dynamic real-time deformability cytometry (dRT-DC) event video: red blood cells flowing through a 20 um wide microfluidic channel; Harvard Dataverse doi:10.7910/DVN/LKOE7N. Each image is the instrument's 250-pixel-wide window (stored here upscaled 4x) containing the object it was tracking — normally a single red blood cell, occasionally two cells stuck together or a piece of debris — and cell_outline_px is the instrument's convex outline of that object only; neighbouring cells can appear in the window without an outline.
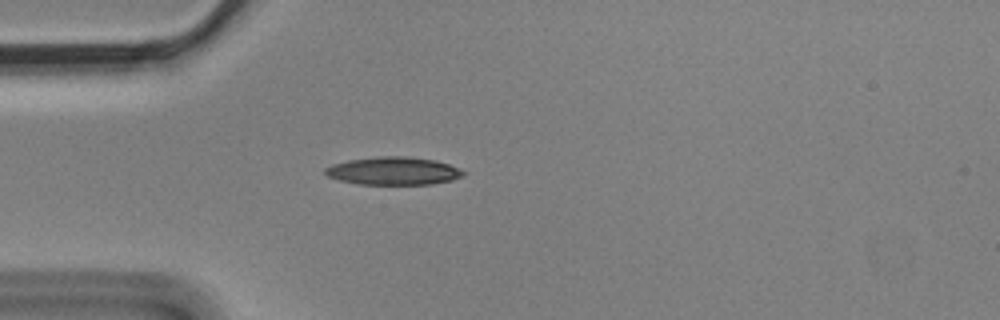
{"species": "Egyptian fruit bat (a non-hibernating species)", "species_latin": "Rousettus aegyptiacus", "temperature_condition": "cold", "stored_images_in_passage": 4, "camera_frame_rate_fps": 3000, "um_per_image_px": 0.085, "animal": {"sex": "male"}, "frame": {"image": 1, "passage_image": 4, "time_ms": 1.0, "image_size_px": [1000, 320], "cell_outline_px": [[468, 172], [464, 176], [452, 180], [432, 184], [360, 184], [340, 180], [328, 176], [324, 172], [324, 168], [332, 164], [348, 160], [380, 156], [408, 156], [436, 160], [448, 164]], "centroid_in_image_um": [33.47, 14.52], "position_along_channel_um": 51.5, "area_um2": 22.54}}